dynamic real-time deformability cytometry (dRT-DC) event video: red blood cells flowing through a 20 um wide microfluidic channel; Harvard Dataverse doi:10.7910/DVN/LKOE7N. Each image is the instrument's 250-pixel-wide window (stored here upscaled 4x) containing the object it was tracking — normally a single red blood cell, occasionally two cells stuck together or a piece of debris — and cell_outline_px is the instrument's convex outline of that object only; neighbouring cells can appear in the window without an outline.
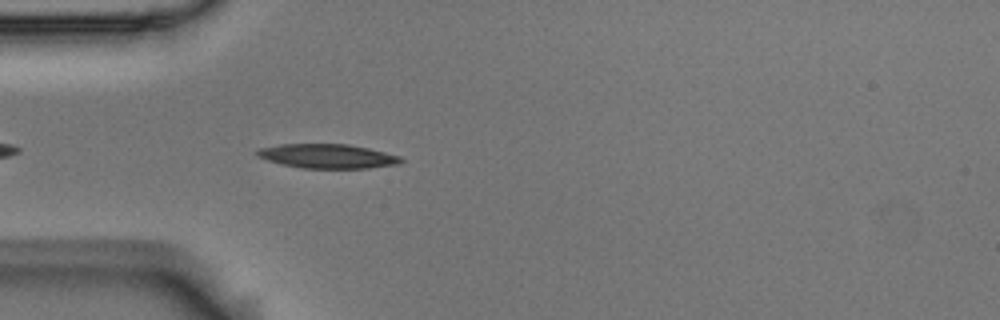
{"species": "Egyptian fruit bat (a non-hibernating species)", "species_latin": "Rousettus aegyptiacus", "temperature_condition": "room temperature", "stored_images_in_passage": 41, "camera_frame_rate_fps": 3000, "um_per_image_px": 0.085, "animal": {"sex": "male"}, "frame": {"image": 1, "passage_image": 3, "time_ms": 0.667, "image_size_px": [1000, 320], "cell_outline_px": [[404, 160], [400, 164], [368, 168], [300, 168], [268, 160], [256, 156], [256, 152], [260, 148], [280, 144], [348, 144], [368, 148], [400, 156]], "centroid_in_image_um": [27.86, 13.27], "position_along_channel_um": 57.1, "area_um2": 20.23}}
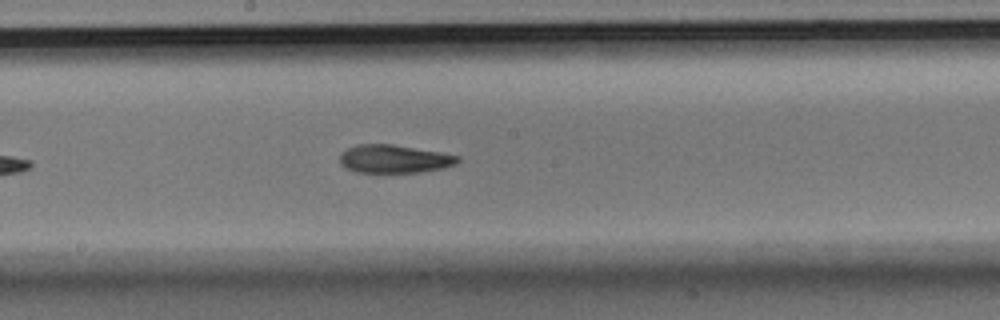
{"frame": {"image": 2, "passage_image": 16, "time_ms": 5.0, "image_size_px": [1000, 320], "cell_outline_px": [[460, 160], [456, 164], [444, 168], [420, 172], [356, 172], [344, 168], [340, 164], [340, 152], [356, 144], [392, 144], [440, 152], [460, 156]], "centroid_in_image_um": [33.49, 13.5], "position_along_channel_um": 214.7, "area_um2": 19.48}}
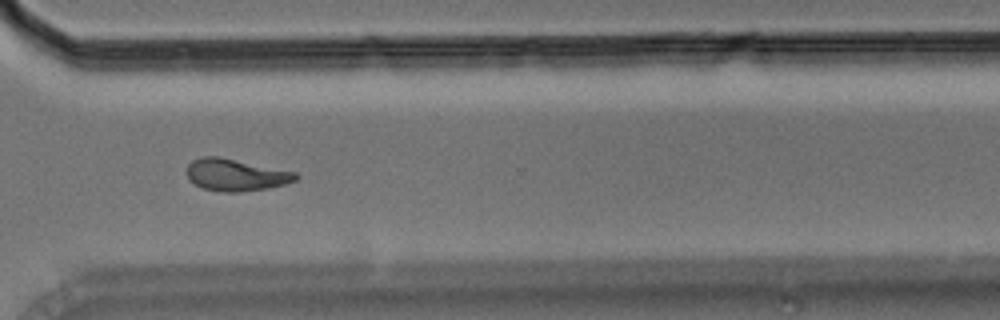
{"frame": {"image": 3, "passage_image": 27, "time_ms": 8.667, "image_size_px": [1000, 320], "cell_outline_px": [[300, 176], [296, 180], [284, 184], [268, 188], [240, 192], [224, 192], [204, 188], [188, 180], [184, 172], [188, 164], [192, 160], [200, 156], [220, 156], [296, 172]], "centroid_in_image_um": [20.0, 14.85], "position_along_channel_um": 350.6, "area_um2": 20.58}, "authors_computed_cell_mechanics": {"area_um2": 19.8832, "velocity_mm_per_s": 3.7146, "shape_relaxation_time_tau1_ms": 6.8535, "shape_relaxation_time_tau2_ms": 7.1307, "deformation_change_tau1": 0.2062, "deformation_change_tau2": 0.1252}}